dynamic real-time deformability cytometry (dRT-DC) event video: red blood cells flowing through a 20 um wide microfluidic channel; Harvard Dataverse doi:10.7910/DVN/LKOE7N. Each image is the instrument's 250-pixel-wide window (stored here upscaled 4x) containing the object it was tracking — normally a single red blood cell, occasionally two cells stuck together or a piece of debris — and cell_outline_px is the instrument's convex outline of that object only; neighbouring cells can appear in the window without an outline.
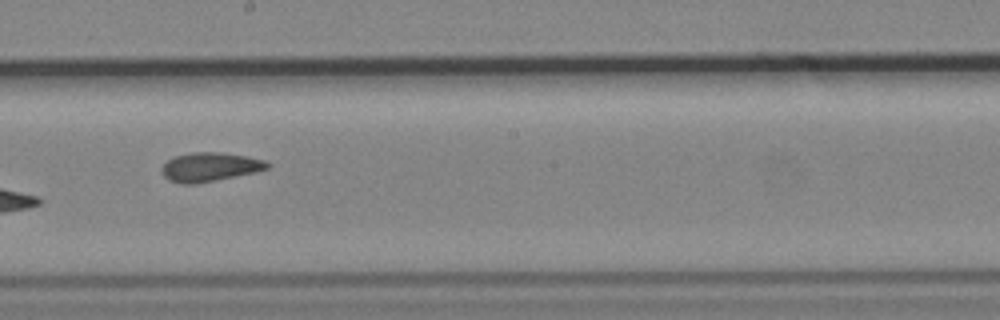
{"species": "common noctule bat (a hibernating species)", "species_latin": "Nyctalus noctula", "temperature_condition": "cold", "stored_images_in_passage": 9, "camera_frame_rate_fps": 3000, "um_per_image_px": 0.085, "animal": {"sex": "male", "body_mass_g": 19.2, "forearm_length_mm": 51.8}, "frame": {"image": 1, "passage_image": 9, "time_ms": 9.667, "image_size_px": [1000, 320], "cell_outline_px": [[272, 164], [268, 168], [256, 172], [192, 184], [180, 184], [168, 180], [164, 176], [160, 168], [172, 156], [192, 152], [220, 152], [248, 156], [268, 160]], "centroid_in_image_um": [17.85, 14.17], "position_along_channel_um": 230.4, "area_um2": 17.98}}